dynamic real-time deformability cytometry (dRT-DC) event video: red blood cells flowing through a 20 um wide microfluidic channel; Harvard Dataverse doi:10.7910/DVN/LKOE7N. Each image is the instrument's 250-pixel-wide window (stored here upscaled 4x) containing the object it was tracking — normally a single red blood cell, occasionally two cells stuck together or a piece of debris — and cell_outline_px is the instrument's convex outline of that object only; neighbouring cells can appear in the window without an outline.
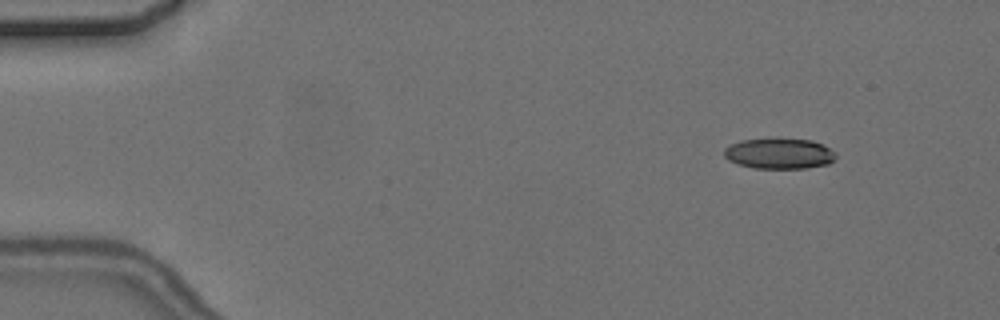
{"species": "common noctule bat (a hibernating species)", "species_latin": "Nyctalus noctula", "temperature_condition": "cold", "stored_images_in_passage": 6, "camera_frame_rate_fps": 3000, "um_per_image_px": 0.085, "animal": {"sex": "female", "body_mass_g": 24.6, "forearm_length_mm": 56.2}, "frame": {"image": 1, "passage_image": 2, "time_ms": 1.333, "image_size_px": [1000, 320], "cell_outline_px": [[836, 156], [828, 164], [808, 168], [756, 168], [736, 164], [728, 160], [724, 156], [724, 148], [740, 140], [776, 136], [812, 140], [824, 144], [836, 152]], "centroid_in_image_um": [66.23, 13.01], "position_along_channel_um": 18.8, "area_um2": 20.69}}
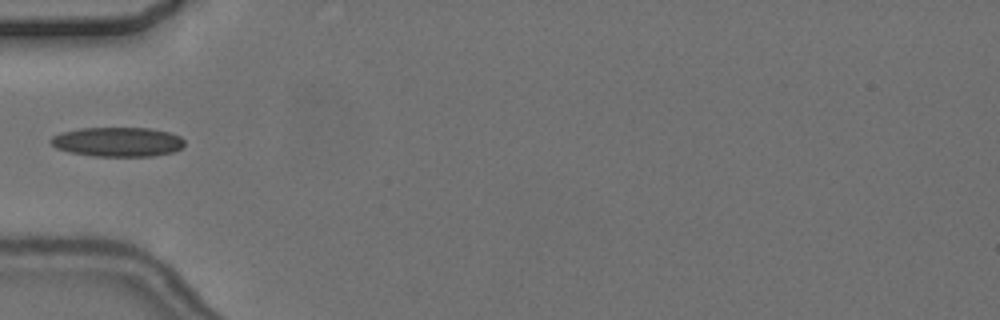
{"frame": {"image": 2, "passage_image": 6, "time_ms": 5.667, "image_size_px": [1000, 320], "cell_outline_px": [[184, 144], [180, 148], [172, 152], [152, 156], [92, 156], [68, 152], [56, 148], [48, 140], [52, 136], [60, 132], [80, 128], [152, 128], [168, 132], [180, 136], [184, 140]], "centroid_in_image_um": [9.96, 12.05], "position_along_channel_um": 75.0, "area_um2": 23.06}}